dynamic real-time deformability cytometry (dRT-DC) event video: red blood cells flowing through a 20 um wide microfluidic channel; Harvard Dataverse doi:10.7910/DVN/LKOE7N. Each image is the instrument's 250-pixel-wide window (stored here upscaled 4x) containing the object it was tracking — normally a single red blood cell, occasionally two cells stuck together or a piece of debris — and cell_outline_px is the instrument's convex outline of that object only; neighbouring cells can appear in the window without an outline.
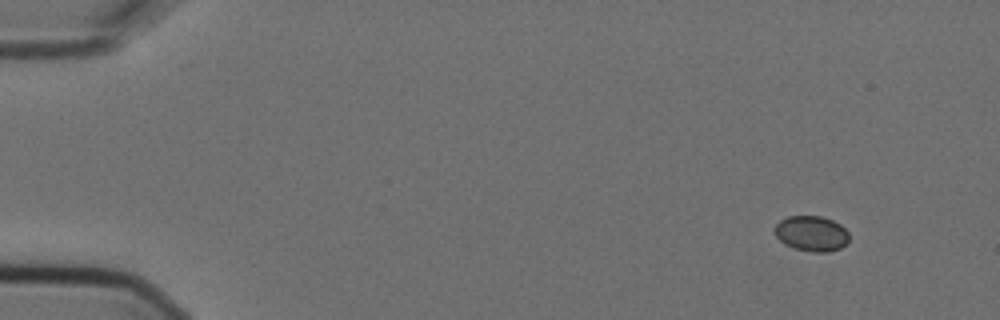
{"species": "Egyptian fruit bat (a non-hibernating species)", "species_latin": "Rousettus aegyptiacus", "temperature_condition": "cold", "stored_images_in_passage": 6, "segment_of_instrument_passage": [2, 2], "camera_frame_rate_fps": 3000, "um_per_image_px": 0.085, "animal": {"sex": "female"}, "frame": {"image": 1, "passage_image": 6, "time_ms": 1.667, "image_size_px": [1000, 320], "cell_outline_px": [[848, 240], [840, 248], [828, 252], [816, 252], [796, 248], [784, 244], [772, 232], [772, 228], [780, 220], [788, 216], [820, 216], [832, 220], [840, 224], [848, 232]], "centroid_in_image_um": [68.93, 19.83], "position_along_channel_um": 16.1, "area_um2": 15.32}}